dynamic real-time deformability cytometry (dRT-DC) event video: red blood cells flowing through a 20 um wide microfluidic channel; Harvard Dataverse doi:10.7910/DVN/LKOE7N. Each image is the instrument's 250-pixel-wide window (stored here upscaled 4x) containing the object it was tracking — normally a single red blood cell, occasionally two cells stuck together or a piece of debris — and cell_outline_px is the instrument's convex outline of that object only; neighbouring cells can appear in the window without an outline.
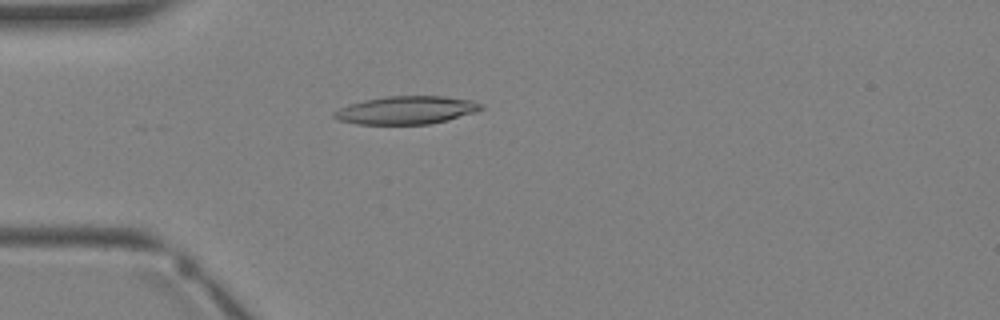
{"species": "Egyptian fruit bat (a non-hibernating species)", "species_latin": "Rousettus aegyptiacus", "temperature_condition": "warm", "stored_images_in_passage": 2, "camera_frame_rate_fps": 3000, "um_per_image_px": 0.085, "animal": {"sex": "female"}, "frame": {"image": 1, "passage_image": 2, "time_ms": 1.333, "image_size_px": [1000, 320], "cell_outline_px": [[484, 108], [476, 112], [448, 120], [432, 124], [356, 124], [340, 120], [332, 116], [332, 112], [348, 104], [364, 100], [384, 96], [444, 96], [472, 100], [484, 104]], "centroid_in_image_um": [34.56, 9.36], "position_along_channel_um": 50.4, "area_um2": 24.22}}